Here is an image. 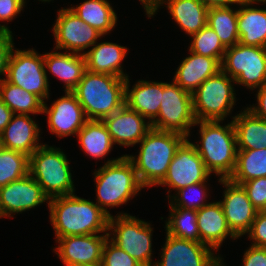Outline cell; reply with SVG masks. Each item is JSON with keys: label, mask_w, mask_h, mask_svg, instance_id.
Here are the masks:
<instances>
[{"label": "cell", "mask_w": 266, "mask_h": 266, "mask_svg": "<svg viewBox=\"0 0 266 266\" xmlns=\"http://www.w3.org/2000/svg\"><path fill=\"white\" fill-rule=\"evenodd\" d=\"M49 200L38 182L27 174L0 187V218H12L15 214L29 211L45 202L49 204Z\"/></svg>", "instance_id": "obj_15"}, {"label": "cell", "mask_w": 266, "mask_h": 266, "mask_svg": "<svg viewBox=\"0 0 266 266\" xmlns=\"http://www.w3.org/2000/svg\"><path fill=\"white\" fill-rule=\"evenodd\" d=\"M0 98L14 114H42L44 102L38 96L6 80L0 83Z\"/></svg>", "instance_id": "obj_31"}, {"label": "cell", "mask_w": 266, "mask_h": 266, "mask_svg": "<svg viewBox=\"0 0 266 266\" xmlns=\"http://www.w3.org/2000/svg\"><path fill=\"white\" fill-rule=\"evenodd\" d=\"M126 79L87 69L72 91L88 120H102L125 105Z\"/></svg>", "instance_id": "obj_5"}, {"label": "cell", "mask_w": 266, "mask_h": 266, "mask_svg": "<svg viewBox=\"0 0 266 266\" xmlns=\"http://www.w3.org/2000/svg\"><path fill=\"white\" fill-rule=\"evenodd\" d=\"M247 235L252 246L266 248V211H258Z\"/></svg>", "instance_id": "obj_41"}, {"label": "cell", "mask_w": 266, "mask_h": 266, "mask_svg": "<svg viewBox=\"0 0 266 266\" xmlns=\"http://www.w3.org/2000/svg\"><path fill=\"white\" fill-rule=\"evenodd\" d=\"M38 1H41V2H44V3L45 2H48L49 3L50 1H54V0H38Z\"/></svg>", "instance_id": "obj_50"}, {"label": "cell", "mask_w": 266, "mask_h": 266, "mask_svg": "<svg viewBox=\"0 0 266 266\" xmlns=\"http://www.w3.org/2000/svg\"><path fill=\"white\" fill-rule=\"evenodd\" d=\"M160 254V260L155 261L154 266H222L224 261L221 254H216L215 250L204 243L167 233Z\"/></svg>", "instance_id": "obj_14"}, {"label": "cell", "mask_w": 266, "mask_h": 266, "mask_svg": "<svg viewBox=\"0 0 266 266\" xmlns=\"http://www.w3.org/2000/svg\"><path fill=\"white\" fill-rule=\"evenodd\" d=\"M190 38L191 43L188 48L191 52L198 55L217 58L222 62L227 48L222 44L219 36L209 25H206L197 33L192 34Z\"/></svg>", "instance_id": "obj_36"}, {"label": "cell", "mask_w": 266, "mask_h": 266, "mask_svg": "<svg viewBox=\"0 0 266 266\" xmlns=\"http://www.w3.org/2000/svg\"><path fill=\"white\" fill-rule=\"evenodd\" d=\"M253 5L243 2L237 5L239 43L266 48V9Z\"/></svg>", "instance_id": "obj_26"}, {"label": "cell", "mask_w": 266, "mask_h": 266, "mask_svg": "<svg viewBox=\"0 0 266 266\" xmlns=\"http://www.w3.org/2000/svg\"><path fill=\"white\" fill-rule=\"evenodd\" d=\"M42 114H46L49 131L58 138L76 136L88 119L84 110L73 92L65 91L49 107L43 103Z\"/></svg>", "instance_id": "obj_17"}, {"label": "cell", "mask_w": 266, "mask_h": 266, "mask_svg": "<svg viewBox=\"0 0 266 266\" xmlns=\"http://www.w3.org/2000/svg\"><path fill=\"white\" fill-rule=\"evenodd\" d=\"M189 56L183 58L172 79L182 89L191 94L209 77L221 70L217 58L198 55L189 50Z\"/></svg>", "instance_id": "obj_21"}, {"label": "cell", "mask_w": 266, "mask_h": 266, "mask_svg": "<svg viewBox=\"0 0 266 266\" xmlns=\"http://www.w3.org/2000/svg\"><path fill=\"white\" fill-rule=\"evenodd\" d=\"M235 80L220 70L206 79L193 93L192 106L196 121H224L236 105Z\"/></svg>", "instance_id": "obj_7"}, {"label": "cell", "mask_w": 266, "mask_h": 266, "mask_svg": "<svg viewBox=\"0 0 266 266\" xmlns=\"http://www.w3.org/2000/svg\"><path fill=\"white\" fill-rule=\"evenodd\" d=\"M152 229L148 221L119 212L109 218L107 234L111 242L127 252L142 266H154Z\"/></svg>", "instance_id": "obj_8"}, {"label": "cell", "mask_w": 266, "mask_h": 266, "mask_svg": "<svg viewBox=\"0 0 266 266\" xmlns=\"http://www.w3.org/2000/svg\"><path fill=\"white\" fill-rule=\"evenodd\" d=\"M163 5L177 26L189 36L207 25L208 8L199 0H164Z\"/></svg>", "instance_id": "obj_28"}, {"label": "cell", "mask_w": 266, "mask_h": 266, "mask_svg": "<svg viewBox=\"0 0 266 266\" xmlns=\"http://www.w3.org/2000/svg\"><path fill=\"white\" fill-rule=\"evenodd\" d=\"M128 53V48L109 41L96 42L84 54L88 71L109 74L120 78L130 77L123 70L122 61Z\"/></svg>", "instance_id": "obj_23"}, {"label": "cell", "mask_w": 266, "mask_h": 266, "mask_svg": "<svg viewBox=\"0 0 266 266\" xmlns=\"http://www.w3.org/2000/svg\"><path fill=\"white\" fill-rule=\"evenodd\" d=\"M101 263L103 266H142L138 261L131 257L127 252L120 249L108 238L103 245Z\"/></svg>", "instance_id": "obj_38"}, {"label": "cell", "mask_w": 266, "mask_h": 266, "mask_svg": "<svg viewBox=\"0 0 266 266\" xmlns=\"http://www.w3.org/2000/svg\"><path fill=\"white\" fill-rule=\"evenodd\" d=\"M224 187L220 200L226 222L232 233L239 239L251 229L258 210L252 205L244 188L229 179H219Z\"/></svg>", "instance_id": "obj_16"}, {"label": "cell", "mask_w": 266, "mask_h": 266, "mask_svg": "<svg viewBox=\"0 0 266 266\" xmlns=\"http://www.w3.org/2000/svg\"><path fill=\"white\" fill-rule=\"evenodd\" d=\"M111 139L115 144L123 147H132L138 144L151 129V123L124 105L115 113L102 119Z\"/></svg>", "instance_id": "obj_19"}, {"label": "cell", "mask_w": 266, "mask_h": 266, "mask_svg": "<svg viewBox=\"0 0 266 266\" xmlns=\"http://www.w3.org/2000/svg\"><path fill=\"white\" fill-rule=\"evenodd\" d=\"M79 266H103L102 263H97V264H93V265H79Z\"/></svg>", "instance_id": "obj_49"}, {"label": "cell", "mask_w": 266, "mask_h": 266, "mask_svg": "<svg viewBox=\"0 0 266 266\" xmlns=\"http://www.w3.org/2000/svg\"><path fill=\"white\" fill-rule=\"evenodd\" d=\"M27 0H0V21L10 22L23 11Z\"/></svg>", "instance_id": "obj_42"}, {"label": "cell", "mask_w": 266, "mask_h": 266, "mask_svg": "<svg viewBox=\"0 0 266 266\" xmlns=\"http://www.w3.org/2000/svg\"><path fill=\"white\" fill-rule=\"evenodd\" d=\"M141 5H143L144 12L148 18L156 16L157 12L163 5L164 0H139Z\"/></svg>", "instance_id": "obj_45"}, {"label": "cell", "mask_w": 266, "mask_h": 266, "mask_svg": "<svg viewBox=\"0 0 266 266\" xmlns=\"http://www.w3.org/2000/svg\"><path fill=\"white\" fill-rule=\"evenodd\" d=\"M43 58L46 72L49 70L52 75L65 84L64 92H72L86 70L84 55L65 51L63 53L54 49L44 53Z\"/></svg>", "instance_id": "obj_25"}, {"label": "cell", "mask_w": 266, "mask_h": 266, "mask_svg": "<svg viewBox=\"0 0 266 266\" xmlns=\"http://www.w3.org/2000/svg\"><path fill=\"white\" fill-rule=\"evenodd\" d=\"M197 225L200 242L218 252L226 238H238L227 225L222 206L219 201H213L197 210Z\"/></svg>", "instance_id": "obj_22"}, {"label": "cell", "mask_w": 266, "mask_h": 266, "mask_svg": "<svg viewBox=\"0 0 266 266\" xmlns=\"http://www.w3.org/2000/svg\"><path fill=\"white\" fill-rule=\"evenodd\" d=\"M186 139L176 132L151 128L138 143V155L126 154L144 188L156 187L164 179L177 149Z\"/></svg>", "instance_id": "obj_2"}, {"label": "cell", "mask_w": 266, "mask_h": 266, "mask_svg": "<svg viewBox=\"0 0 266 266\" xmlns=\"http://www.w3.org/2000/svg\"><path fill=\"white\" fill-rule=\"evenodd\" d=\"M76 136L86 156L96 160L107 156L114 147L110 133L102 120H88Z\"/></svg>", "instance_id": "obj_30"}, {"label": "cell", "mask_w": 266, "mask_h": 266, "mask_svg": "<svg viewBox=\"0 0 266 266\" xmlns=\"http://www.w3.org/2000/svg\"><path fill=\"white\" fill-rule=\"evenodd\" d=\"M13 114L14 113L0 98V134L3 132V130L11 121Z\"/></svg>", "instance_id": "obj_46"}, {"label": "cell", "mask_w": 266, "mask_h": 266, "mask_svg": "<svg viewBox=\"0 0 266 266\" xmlns=\"http://www.w3.org/2000/svg\"><path fill=\"white\" fill-rule=\"evenodd\" d=\"M164 228L166 233L172 236L200 242L196 210L169 207V215L166 218Z\"/></svg>", "instance_id": "obj_34"}, {"label": "cell", "mask_w": 266, "mask_h": 266, "mask_svg": "<svg viewBox=\"0 0 266 266\" xmlns=\"http://www.w3.org/2000/svg\"><path fill=\"white\" fill-rule=\"evenodd\" d=\"M69 159L59 147L43 144L29 156V174L49 198L75 194Z\"/></svg>", "instance_id": "obj_6"}, {"label": "cell", "mask_w": 266, "mask_h": 266, "mask_svg": "<svg viewBox=\"0 0 266 266\" xmlns=\"http://www.w3.org/2000/svg\"><path fill=\"white\" fill-rule=\"evenodd\" d=\"M48 207L55 239L108 232L110 216L89 199L64 195L50 199Z\"/></svg>", "instance_id": "obj_1"}, {"label": "cell", "mask_w": 266, "mask_h": 266, "mask_svg": "<svg viewBox=\"0 0 266 266\" xmlns=\"http://www.w3.org/2000/svg\"><path fill=\"white\" fill-rule=\"evenodd\" d=\"M130 79L126 78L125 105L137 111L150 123L158 116L162 99V82L138 80L130 89Z\"/></svg>", "instance_id": "obj_24"}, {"label": "cell", "mask_w": 266, "mask_h": 266, "mask_svg": "<svg viewBox=\"0 0 266 266\" xmlns=\"http://www.w3.org/2000/svg\"><path fill=\"white\" fill-rule=\"evenodd\" d=\"M242 266H266V248L250 245L243 255Z\"/></svg>", "instance_id": "obj_43"}, {"label": "cell", "mask_w": 266, "mask_h": 266, "mask_svg": "<svg viewBox=\"0 0 266 266\" xmlns=\"http://www.w3.org/2000/svg\"><path fill=\"white\" fill-rule=\"evenodd\" d=\"M208 9L209 8H219V7H231L234 4L238 5L240 0H199Z\"/></svg>", "instance_id": "obj_47"}, {"label": "cell", "mask_w": 266, "mask_h": 266, "mask_svg": "<svg viewBox=\"0 0 266 266\" xmlns=\"http://www.w3.org/2000/svg\"><path fill=\"white\" fill-rule=\"evenodd\" d=\"M10 29L7 24H0V83L5 80L9 58L15 44L13 33Z\"/></svg>", "instance_id": "obj_40"}, {"label": "cell", "mask_w": 266, "mask_h": 266, "mask_svg": "<svg viewBox=\"0 0 266 266\" xmlns=\"http://www.w3.org/2000/svg\"><path fill=\"white\" fill-rule=\"evenodd\" d=\"M29 156L19 151L0 149V187L29 174Z\"/></svg>", "instance_id": "obj_35"}, {"label": "cell", "mask_w": 266, "mask_h": 266, "mask_svg": "<svg viewBox=\"0 0 266 266\" xmlns=\"http://www.w3.org/2000/svg\"><path fill=\"white\" fill-rule=\"evenodd\" d=\"M68 7L81 20L98 30L103 36L116 27L117 14L108 0H85L76 7Z\"/></svg>", "instance_id": "obj_29"}, {"label": "cell", "mask_w": 266, "mask_h": 266, "mask_svg": "<svg viewBox=\"0 0 266 266\" xmlns=\"http://www.w3.org/2000/svg\"><path fill=\"white\" fill-rule=\"evenodd\" d=\"M258 211H266V177L255 178L240 184Z\"/></svg>", "instance_id": "obj_39"}, {"label": "cell", "mask_w": 266, "mask_h": 266, "mask_svg": "<svg viewBox=\"0 0 266 266\" xmlns=\"http://www.w3.org/2000/svg\"><path fill=\"white\" fill-rule=\"evenodd\" d=\"M93 175L96 184L95 203L110 217L109 207L126 205L144 189L126 154L104 161V165L94 170Z\"/></svg>", "instance_id": "obj_4"}, {"label": "cell", "mask_w": 266, "mask_h": 266, "mask_svg": "<svg viewBox=\"0 0 266 266\" xmlns=\"http://www.w3.org/2000/svg\"><path fill=\"white\" fill-rule=\"evenodd\" d=\"M266 177V148L237 150L236 166L229 180L236 184Z\"/></svg>", "instance_id": "obj_32"}, {"label": "cell", "mask_w": 266, "mask_h": 266, "mask_svg": "<svg viewBox=\"0 0 266 266\" xmlns=\"http://www.w3.org/2000/svg\"><path fill=\"white\" fill-rule=\"evenodd\" d=\"M235 6L208 9L207 25L215 31L226 48L239 43L238 7Z\"/></svg>", "instance_id": "obj_33"}, {"label": "cell", "mask_w": 266, "mask_h": 266, "mask_svg": "<svg viewBox=\"0 0 266 266\" xmlns=\"http://www.w3.org/2000/svg\"><path fill=\"white\" fill-rule=\"evenodd\" d=\"M221 70L250 91L266 86V48L237 43L228 47Z\"/></svg>", "instance_id": "obj_9"}, {"label": "cell", "mask_w": 266, "mask_h": 266, "mask_svg": "<svg viewBox=\"0 0 266 266\" xmlns=\"http://www.w3.org/2000/svg\"><path fill=\"white\" fill-rule=\"evenodd\" d=\"M210 175L196 147L187 138L177 149L164 179L157 186L169 188L167 191L169 199L171 189L176 192L189 185L207 182Z\"/></svg>", "instance_id": "obj_12"}, {"label": "cell", "mask_w": 266, "mask_h": 266, "mask_svg": "<svg viewBox=\"0 0 266 266\" xmlns=\"http://www.w3.org/2000/svg\"><path fill=\"white\" fill-rule=\"evenodd\" d=\"M208 181L209 180H207V182H200L193 185H189L185 188L176 191L175 195H171V197L168 199V203L170 205L169 207H180L197 211L203 206H206L208 203H210L207 201V197L209 196V186L206 183H208ZM189 193H193L196 195L197 198L192 195V197L194 196L196 198L194 199L195 201L193 199L191 201V196H189Z\"/></svg>", "instance_id": "obj_37"}, {"label": "cell", "mask_w": 266, "mask_h": 266, "mask_svg": "<svg viewBox=\"0 0 266 266\" xmlns=\"http://www.w3.org/2000/svg\"><path fill=\"white\" fill-rule=\"evenodd\" d=\"M2 148V144H1V136H0V149Z\"/></svg>", "instance_id": "obj_51"}, {"label": "cell", "mask_w": 266, "mask_h": 266, "mask_svg": "<svg viewBox=\"0 0 266 266\" xmlns=\"http://www.w3.org/2000/svg\"><path fill=\"white\" fill-rule=\"evenodd\" d=\"M40 128L31 115L13 114L11 121L0 134L2 147L30 156L42 145L40 138L43 132Z\"/></svg>", "instance_id": "obj_20"}, {"label": "cell", "mask_w": 266, "mask_h": 266, "mask_svg": "<svg viewBox=\"0 0 266 266\" xmlns=\"http://www.w3.org/2000/svg\"><path fill=\"white\" fill-rule=\"evenodd\" d=\"M107 238V233L61 237L55 239L58 246L53 251L65 266L93 265L102 262Z\"/></svg>", "instance_id": "obj_18"}, {"label": "cell", "mask_w": 266, "mask_h": 266, "mask_svg": "<svg viewBox=\"0 0 266 266\" xmlns=\"http://www.w3.org/2000/svg\"><path fill=\"white\" fill-rule=\"evenodd\" d=\"M256 103L247 107L255 116L266 121V86L256 89Z\"/></svg>", "instance_id": "obj_44"}, {"label": "cell", "mask_w": 266, "mask_h": 266, "mask_svg": "<svg viewBox=\"0 0 266 266\" xmlns=\"http://www.w3.org/2000/svg\"><path fill=\"white\" fill-rule=\"evenodd\" d=\"M44 67L43 54L18 50L14 47L9 58L5 80L38 96L43 102L49 99V78Z\"/></svg>", "instance_id": "obj_11"}, {"label": "cell", "mask_w": 266, "mask_h": 266, "mask_svg": "<svg viewBox=\"0 0 266 266\" xmlns=\"http://www.w3.org/2000/svg\"><path fill=\"white\" fill-rule=\"evenodd\" d=\"M238 150L266 148V121L244 108L231 116Z\"/></svg>", "instance_id": "obj_27"}, {"label": "cell", "mask_w": 266, "mask_h": 266, "mask_svg": "<svg viewBox=\"0 0 266 266\" xmlns=\"http://www.w3.org/2000/svg\"><path fill=\"white\" fill-rule=\"evenodd\" d=\"M196 123L192 94L174 81L162 82V99L158 116L151 122V128L176 132L190 138V130Z\"/></svg>", "instance_id": "obj_10"}, {"label": "cell", "mask_w": 266, "mask_h": 266, "mask_svg": "<svg viewBox=\"0 0 266 266\" xmlns=\"http://www.w3.org/2000/svg\"><path fill=\"white\" fill-rule=\"evenodd\" d=\"M240 2H243V3H250V4H261V5H264L266 4V0H240Z\"/></svg>", "instance_id": "obj_48"}, {"label": "cell", "mask_w": 266, "mask_h": 266, "mask_svg": "<svg viewBox=\"0 0 266 266\" xmlns=\"http://www.w3.org/2000/svg\"><path fill=\"white\" fill-rule=\"evenodd\" d=\"M220 120L196 121L199 126L200 139L192 144L196 147L207 171L218 179H229L237 158L236 134L231 120L228 124Z\"/></svg>", "instance_id": "obj_3"}, {"label": "cell", "mask_w": 266, "mask_h": 266, "mask_svg": "<svg viewBox=\"0 0 266 266\" xmlns=\"http://www.w3.org/2000/svg\"><path fill=\"white\" fill-rule=\"evenodd\" d=\"M53 25L56 50L85 54L101 37L104 36L95 28L86 24L69 8L57 11Z\"/></svg>", "instance_id": "obj_13"}]
</instances>
